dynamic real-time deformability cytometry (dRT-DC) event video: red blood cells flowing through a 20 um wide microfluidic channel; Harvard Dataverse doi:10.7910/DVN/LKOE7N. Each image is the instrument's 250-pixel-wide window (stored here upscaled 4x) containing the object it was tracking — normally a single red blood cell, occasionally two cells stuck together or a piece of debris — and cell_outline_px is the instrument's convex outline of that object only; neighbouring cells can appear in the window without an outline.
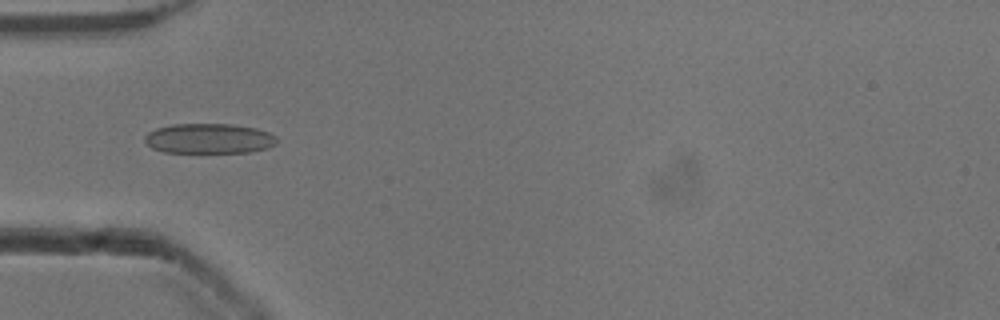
{"species": "common noctule bat (a hibernating species)", "species_latin": "Nyctalus noctula", "temperature_condition": "cold", "stored_images_in_passage": 37, "camera_frame_rate_fps": 3000, "um_per_image_px": 0.085, "animal": {"sex": "male", "body_mass_g": 13.3}, "frame": {"image": 1, "passage_image": 1, "time_ms": 0.0, "image_size_px": [1000, 320], "cell_outline_px": [[276, 144], [268, 148], [248, 152], [164, 152], [152, 148], [144, 140], [144, 136], [148, 132], [156, 128], [172, 124], [232, 124], [256, 128], [268, 132], [276, 136]], "centroid_in_image_um": [17.76, 11.77], "position_along_channel_um": 67.2, "area_um2": 23.12}}
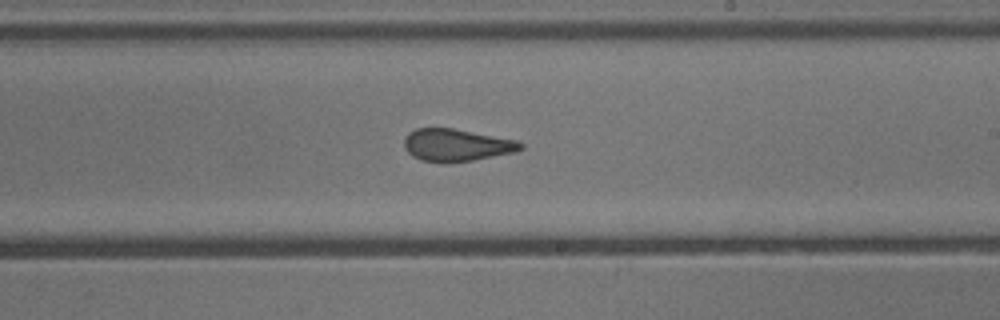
{"frame": {"image": 2, "passage_image": 15, "time_ms": 4.667, "image_size_px": [1000, 320], "cell_outline_px": [[524, 148], [516, 152], [472, 160], [420, 160], [412, 156], [404, 148], [404, 140], [408, 132], [416, 128], [452, 128], [516, 140], [524, 144]], "centroid_in_image_um": [38.81, 12.3], "position_along_channel_um": 250.2, "area_um2": 21.39}}
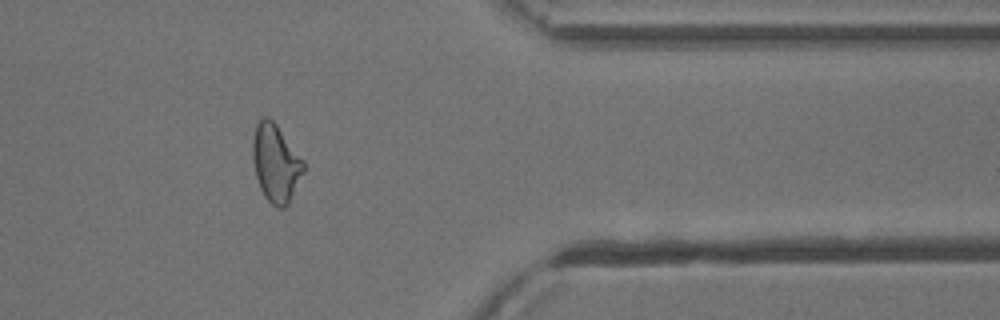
{"frame": {"image": 3, "passage_image": 27, "time_ms": 8.667, "image_size_px": [1000, 320], "cell_outline_px": [[304, 172], [288, 204], [284, 208], [280, 208], [272, 204], [264, 196], [260, 188], [256, 176], [252, 156], [252, 140], [256, 124], [264, 116], [268, 116], [276, 124], [304, 160]], "centroid_in_image_um": [23.43, 13.85], "position_along_channel_um": 388.0, "area_um2": 23.0}, "authors_computed_cell_mechanics": {"area_um2": 22.831, "velocity_mm_per_s": 3.909, "shape_relaxation_time_tau1_ms": null, "shape_relaxation_time_tau2_ms": 1.0661, "deformation_change_tau1": null, "deformation_change_tau2": 0.0592}}